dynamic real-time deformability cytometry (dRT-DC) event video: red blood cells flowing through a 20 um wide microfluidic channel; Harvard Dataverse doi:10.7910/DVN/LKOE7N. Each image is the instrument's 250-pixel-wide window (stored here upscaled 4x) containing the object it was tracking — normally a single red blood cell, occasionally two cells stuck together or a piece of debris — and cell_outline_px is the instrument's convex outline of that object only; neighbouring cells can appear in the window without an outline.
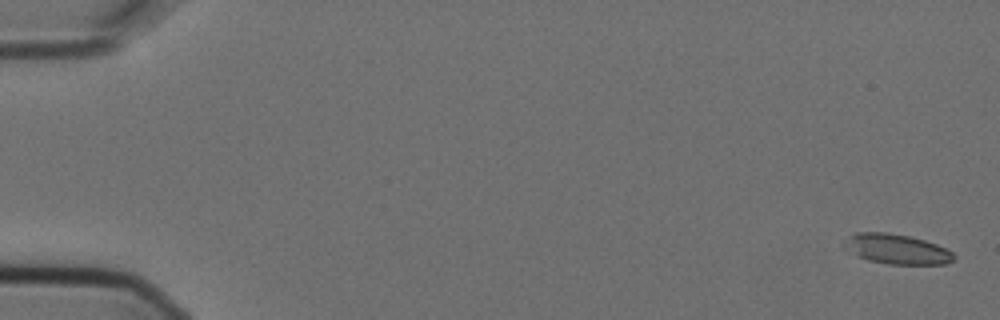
{"species": "Egyptian fruit bat (a non-hibernating species)", "species_latin": "Rousettus aegyptiacus", "temperature_condition": "cold", "stored_images_in_passage": 10, "camera_frame_rate_fps": 3000, "um_per_image_px": 0.085, "animal": {"sex": "female"}, "frame": {"image": 1, "passage_image": 1, "time_ms": 0.0, "image_size_px": [1000, 320], "cell_outline_px": [[956, 256], [952, 260], [944, 264], [888, 264], [868, 260], [856, 256], [840, 248], [840, 244], [856, 232], [884, 232], [908, 236], [924, 240], [936, 244], [952, 252]], "centroid_in_image_um": [76.12, 21.17], "position_along_channel_um": 8.9, "area_um2": 19.25}}
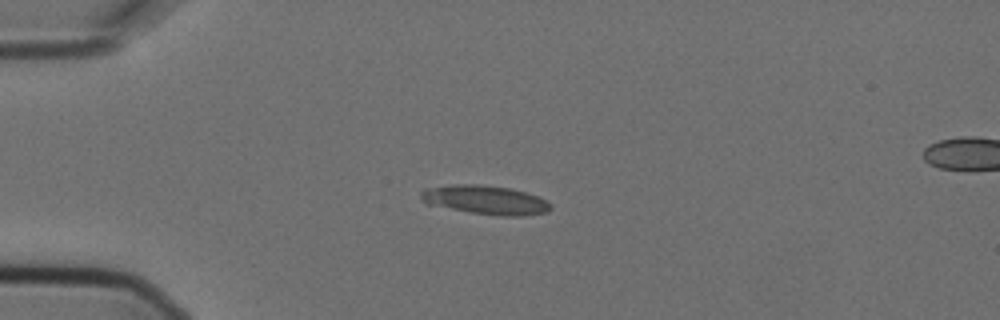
{"frame": {"image": 2, "passage_image": 4, "time_ms": 1.0, "image_size_px": [1000, 320], "cell_outline_px": [[552, 208], [548, 212], [524, 216], [500, 216], [472, 212], [428, 204], [420, 196], [420, 192], [424, 188], [452, 184], [480, 184], [512, 188], [536, 196], [544, 200]], "centroid_in_image_um": [41.25, 16.98], "position_along_channel_um": 43.8, "area_um2": 21.73}}
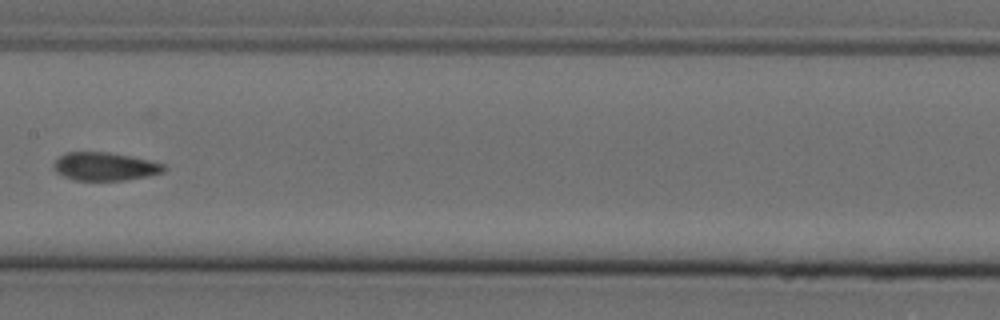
{"frame": {"image": 3, "passage_image": 8, "time_ms": 2.333, "image_size_px": [1000, 320], "cell_outline_px": [[168, 168], [164, 172], [148, 176], [124, 180], [76, 180], [64, 176], [56, 172], [52, 168], [52, 164], [64, 152], [108, 152], [148, 160], [164, 164]], "centroid_in_image_um": [8.9, 14.15], "position_along_channel_um": 198.5, "area_um2": 18.09}}